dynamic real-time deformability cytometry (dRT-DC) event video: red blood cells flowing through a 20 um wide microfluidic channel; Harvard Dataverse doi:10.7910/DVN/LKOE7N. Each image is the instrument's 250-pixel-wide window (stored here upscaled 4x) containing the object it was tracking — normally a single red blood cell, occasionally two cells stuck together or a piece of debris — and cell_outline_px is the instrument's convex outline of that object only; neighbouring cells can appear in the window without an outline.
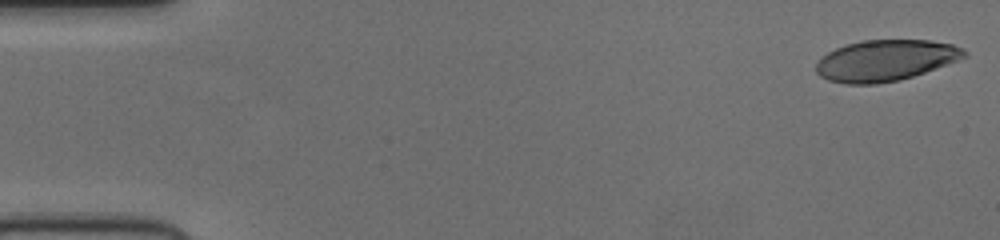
{"species": "human", "species_latin": "Homo sapiens", "temperature_condition": "cold", "stored_images_in_passage": 52, "camera_frame_rate_fps": 3000, "um_per_image_px": 0.085, "donor": {"sex": "female"}, "frame": {"image": 1, "passage_image": 1, "time_ms": 0.0, "image_size_px": [1000, 240], "cell_outline_px": [[968, 56], [924, 72], [900, 80], [876, 84], [848, 84], [828, 80], [820, 76], [816, 72], [816, 64], [828, 52], [836, 48], [860, 40], [928, 40], [952, 44], [968, 52]], "centroid_in_image_um": [75.25, 5.14], "position_along_channel_um": 9.7, "area_um2": 35.2}}
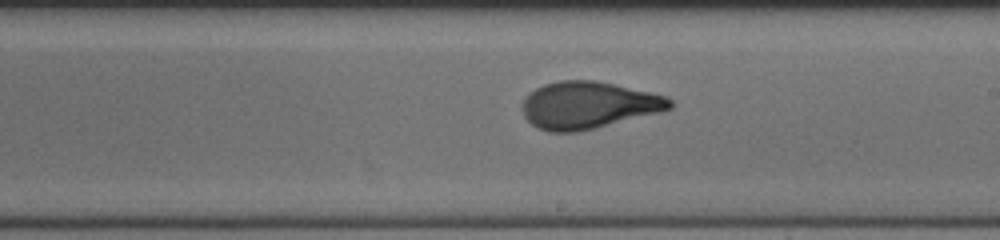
{"frame": {"image": 2, "passage_image": 30, "time_ms": 9.667, "image_size_px": [1000, 240], "cell_outline_px": [[672, 108], [660, 112], [596, 128], [576, 132], [548, 132], [536, 128], [524, 116], [524, 100], [536, 88], [544, 84], [560, 80], [596, 80], [616, 84], [668, 96], [672, 100]], "centroid_in_image_um": [50.04, 8.94], "position_along_channel_um": 239.0, "area_um2": 40.46}}
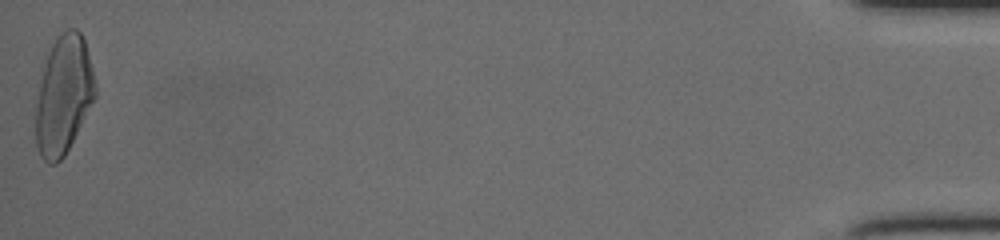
{"frame": {"image": 3, "passage_image": 52, "time_ms": 17.0, "image_size_px": [1000, 240], "cell_outline_px": [[96, 96], [64, 156], [56, 164], [48, 164], [40, 156], [36, 144], [36, 104], [40, 84], [48, 52], [56, 36], [60, 32], [68, 28], [76, 28], [80, 32], [84, 40], [92, 68], [96, 84]], "centroid_in_image_um": [5.4, 8.07], "position_along_channel_um": 429.8, "area_um2": 40.69}}